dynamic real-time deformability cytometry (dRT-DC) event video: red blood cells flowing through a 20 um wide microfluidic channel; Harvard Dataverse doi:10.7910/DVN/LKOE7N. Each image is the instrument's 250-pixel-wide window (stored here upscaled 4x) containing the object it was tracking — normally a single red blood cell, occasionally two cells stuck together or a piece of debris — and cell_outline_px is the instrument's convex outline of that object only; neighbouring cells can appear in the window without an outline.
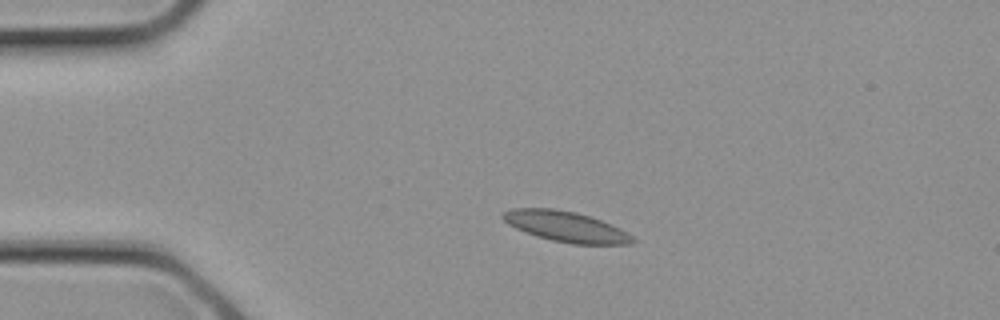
{"species": "common noctule bat (a hibernating species)", "species_latin": "Nyctalus noctula", "temperature_condition": "cold", "stored_images_in_passage": 5, "camera_frame_rate_fps": 3000, "um_per_image_px": 0.085, "animal": {"sex": "female", "body_mass_g": 21.9}, "frame": {"image": 1, "passage_image": 1, "time_ms": 0.0, "image_size_px": [1000, 320], "cell_outline_px": [[636, 240], [632, 244], [572, 244], [552, 240], [536, 236], [524, 232], [508, 224], [500, 216], [504, 212], [512, 208], [552, 208], [576, 212], [600, 220], [620, 228], [632, 236]], "centroid_in_image_um": [48.08, 19.26], "position_along_channel_um": 36.9, "area_um2": 22.95}}
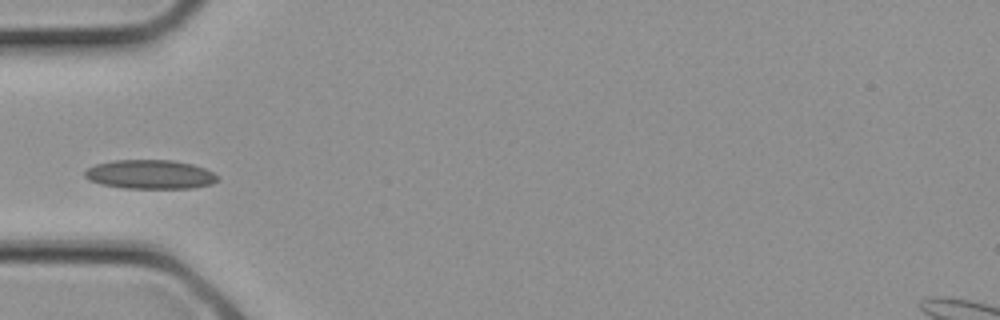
{"frame": {"image": 2, "passage_image": 4, "time_ms": 1.0, "image_size_px": [1000, 320], "cell_outline_px": [[220, 180], [212, 184], [192, 188], [124, 188], [100, 184], [88, 180], [84, 176], [84, 172], [88, 168], [96, 164], [112, 160], [172, 160], [192, 164], [204, 168], [220, 176]], "centroid_in_image_um": [12.77, 14.82], "position_along_channel_um": 72.2, "area_um2": 22.66}}